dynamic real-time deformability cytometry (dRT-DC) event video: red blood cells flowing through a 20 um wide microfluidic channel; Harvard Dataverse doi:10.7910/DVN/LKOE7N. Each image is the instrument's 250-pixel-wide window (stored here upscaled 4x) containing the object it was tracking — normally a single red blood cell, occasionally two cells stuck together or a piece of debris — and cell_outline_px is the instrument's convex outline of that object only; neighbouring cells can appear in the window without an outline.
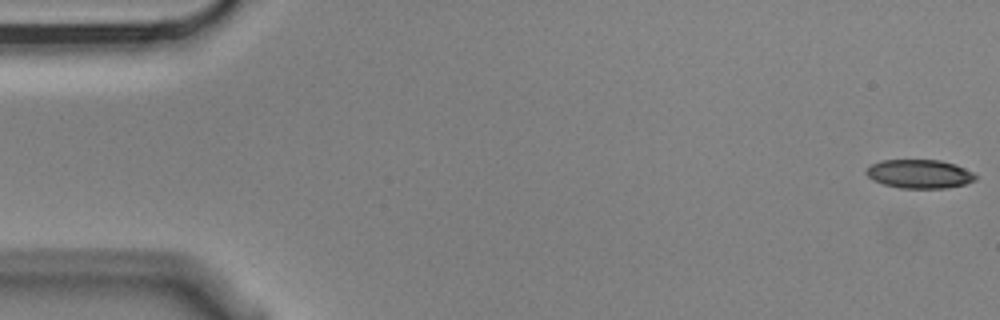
{"species": "Egyptian fruit bat (a non-hibernating species)", "species_latin": "Rousettus aegyptiacus", "temperature_condition": "cold", "stored_images_in_passage": 5, "camera_frame_rate_fps": 3000, "um_per_image_px": 0.085, "animal": {"sex": "male"}, "frame": {"image": 1, "passage_image": 1, "time_ms": 0.0, "image_size_px": [1000, 320], "cell_outline_px": [[976, 180], [964, 184], [948, 188], [900, 188], [884, 184], [872, 180], [864, 172], [872, 164], [880, 160], [940, 160], [956, 164], [972, 172], [976, 176]], "centroid_in_image_um": [78.15, 14.78], "position_along_channel_um": 6.9, "area_um2": 18.32}}
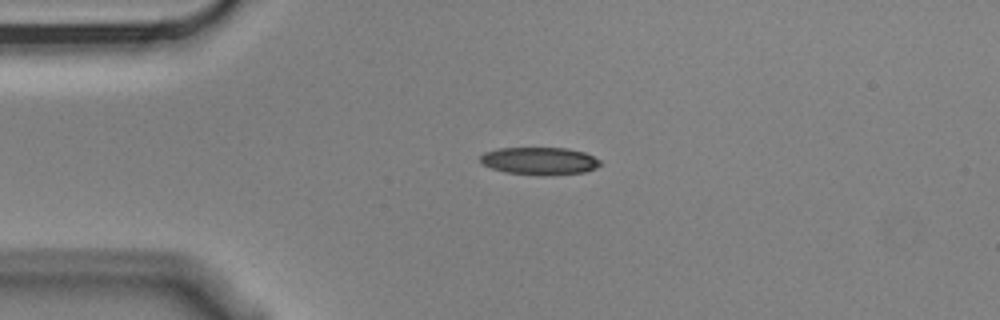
{"frame": {"image": 2, "passage_image": 4, "time_ms": 1.0, "image_size_px": [1000, 320], "cell_outline_px": [[600, 164], [596, 168], [584, 172], [552, 176], [544, 176], [504, 172], [480, 164], [480, 156], [484, 152], [496, 148], [568, 148], [584, 152], [600, 160]], "centroid_in_image_um": [45.83, 13.69], "position_along_channel_um": 39.2, "area_um2": 19.54}}